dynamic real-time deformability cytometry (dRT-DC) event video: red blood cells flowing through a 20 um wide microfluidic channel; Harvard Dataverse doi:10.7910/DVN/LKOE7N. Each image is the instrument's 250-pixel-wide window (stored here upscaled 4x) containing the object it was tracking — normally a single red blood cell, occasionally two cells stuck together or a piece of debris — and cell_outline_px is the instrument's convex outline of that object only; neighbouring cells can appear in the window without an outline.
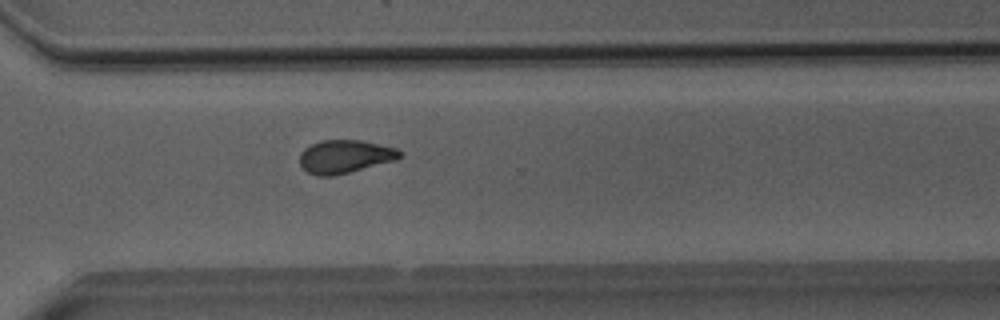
{"species": "Egyptian fruit bat (a non-hibernating species)", "species_latin": "Rousettus aegyptiacus", "temperature_condition": "room temperature", "stored_images_in_passage": 39, "camera_frame_rate_fps": 3000, "um_per_image_px": 0.085, "animal": {"sex": "male"}, "frame": {"image": 1, "passage_image": 34, "time_ms": 11.0, "image_size_px": [1000, 320], "cell_outline_px": [[400, 156], [396, 160], [332, 176], [316, 176], [308, 172], [300, 164], [300, 152], [304, 148], [312, 144], [324, 140], [360, 140], [396, 148], [400, 152]], "centroid_in_image_um": [29.28, 13.3], "position_along_channel_um": 341.3, "area_um2": 19.07}}